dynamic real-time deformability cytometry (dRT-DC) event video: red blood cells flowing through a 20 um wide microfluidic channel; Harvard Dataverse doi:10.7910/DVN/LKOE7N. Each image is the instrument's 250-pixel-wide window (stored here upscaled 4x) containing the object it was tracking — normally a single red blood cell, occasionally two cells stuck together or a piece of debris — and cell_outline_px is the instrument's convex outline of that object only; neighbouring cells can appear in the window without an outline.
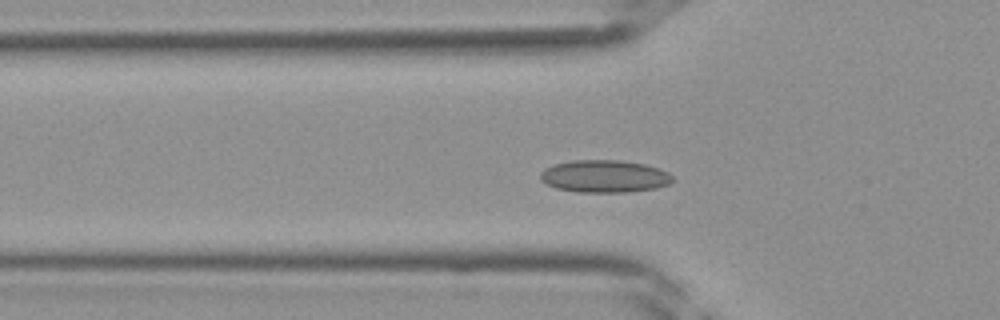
{"species": "Egyptian fruit bat (a non-hibernating species)", "species_latin": "Rousettus aegyptiacus", "temperature_condition": "room temperature", "stored_images_in_passage": 38, "camera_frame_rate_fps": 3000, "um_per_image_px": 0.085, "frame": {"image": 1, "passage_image": 11, "time_ms": 3.333, "image_size_px": [1000, 320], "cell_outline_px": [[676, 180], [668, 184], [656, 188], [628, 192], [576, 192], [556, 188], [540, 180], [540, 172], [544, 168], [552, 164], [572, 160], [620, 160], [644, 164], [660, 168], [668, 172]], "centroid_in_image_um": [51.38, 14.98], "position_along_channel_um": 74.4, "area_um2": 25.26}}
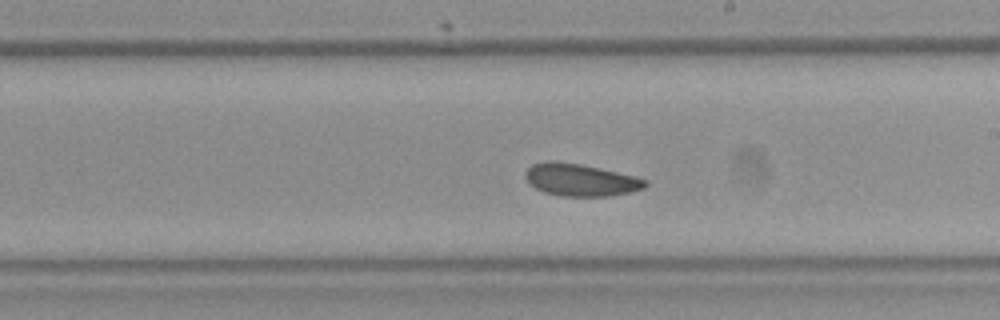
{"frame": {"image": 2, "passage_image": 21, "time_ms": 6.667, "image_size_px": [1000, 320], "cell_outline_px": [[648, 184], [644, 188], [628, 192], [608, 196], [560, 196], [544, 192], [536, 188], [524, 176], [524, 172], [532, 164], [548, 160], [556, 160], [580, 164], [636, 176], [648, 180]], "centroid_in_image_um": [49.34, 15.28], "position_along_channel_um": 239.7, "area_um2": 22.54}}
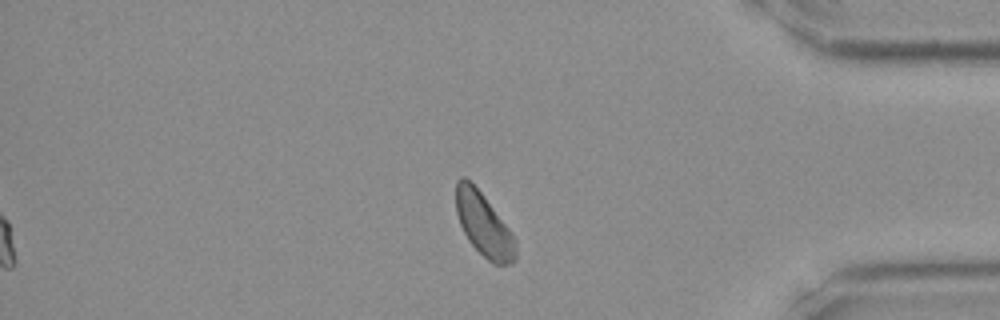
{"frame": {"image": 3, "passage_image": 32, "time_ms": 10.333, "image_size_px": [1000, 320], "cell_outline_px": [[516, 260], [512, 264], [496, 264], [488, 260], [468, 240], [460, 224], [456, 212], [456, 180], [460, 176], [464, 176], [480, 192], [508, 228], [516, 240]], "centroid_in_image_um": [41.11, 19.11], "position_along_channel_um": 394.1, "area_um2": 21.56}}